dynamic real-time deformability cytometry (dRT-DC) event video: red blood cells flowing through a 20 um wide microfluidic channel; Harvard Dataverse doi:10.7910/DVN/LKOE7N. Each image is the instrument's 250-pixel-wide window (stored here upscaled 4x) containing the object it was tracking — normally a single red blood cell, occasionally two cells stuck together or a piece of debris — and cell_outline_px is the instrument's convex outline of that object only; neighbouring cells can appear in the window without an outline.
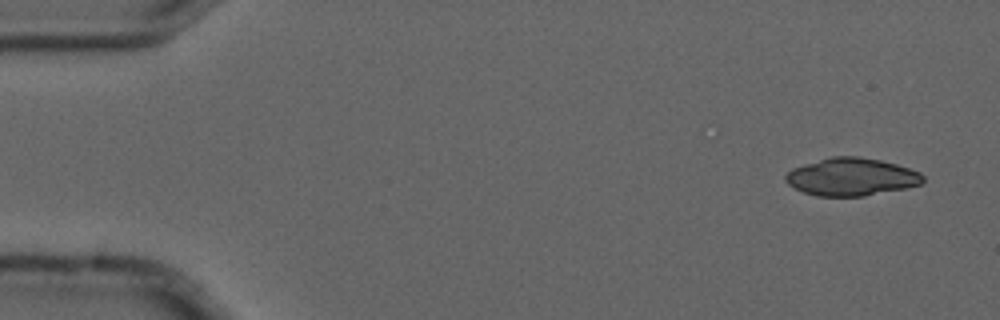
{"species": "common noctule bat (a hibernating species)", "species_latin": "Nyctalus noctula", "temperature_condition": "cold", "stored_images_in_passage": 8, "camera_frame_rate_fps": 3000, "um_per_image_px": 0.085, "animal": {"sex": "male", "forearm_length_mm": 52.5}, "frame": {"image": 1, "passage_image": 1, "time_ms": 0.0, "image_size_px": [1000, 320], "cell_outline_px": [[924, 180], [920, 184], [904, 188], [864, 196], [816, 196], [804, 192], [788, 184], [784, 180], [784, 176], [792, 168], [804, 164], [832, 156], [860, 156], [880, 160], [896, 164], [920, 172], [924, 176]], "centroid_in_image_um": [72.35, 15.03], "position_along_channel_um": 12.6, "area_um2": 30.06}}
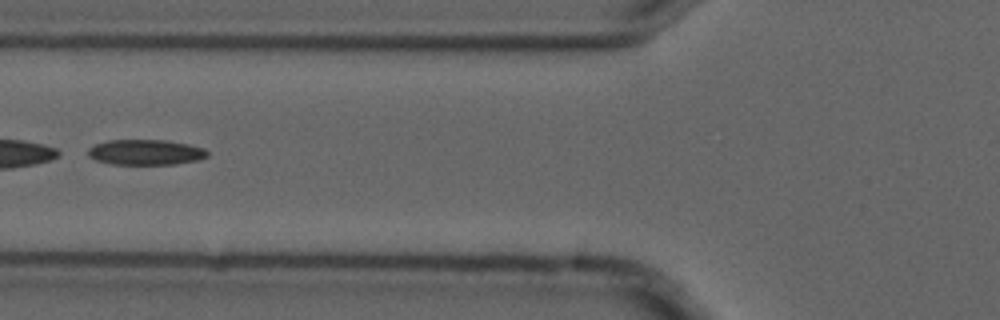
{"frame": {"image": 2, "passage_image": 6, "time_ms": 1.667, "image_size_px": [1000, 320], "cell_outline_px": [[208, 156], [200, 160], [176, 164], [112, 164], [96, 160], [88, 156], [88, 148], [96, 144], [108, 140], [164, 140], [188, 144], [204, 148], [208, 152]], "centroid_in_image_um": [12.4, 12.94], "position_along_channel_um": 113.4, "area_um2": 17.69}}
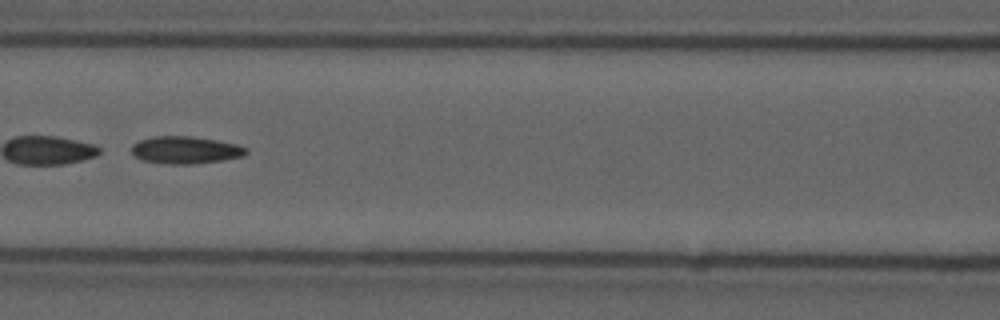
{"frame": {"image": 3, "passage_image": 7, "time_ms": 2.0, "image_size_px": [1000, 320], "cell_outline_px": [[248, 152], [244, 156], [220, 160], [192, 164], [168, 164], [140, 160], [132, 152], [132, 144], [140, 140], [152, 136], [188, 136], [216, 140], [236, 144], [248, 148]], "centroid_in_image_um": [15.75, 12.75], "position_along_channel_um": 150.8, "area_um2": 18.21}}